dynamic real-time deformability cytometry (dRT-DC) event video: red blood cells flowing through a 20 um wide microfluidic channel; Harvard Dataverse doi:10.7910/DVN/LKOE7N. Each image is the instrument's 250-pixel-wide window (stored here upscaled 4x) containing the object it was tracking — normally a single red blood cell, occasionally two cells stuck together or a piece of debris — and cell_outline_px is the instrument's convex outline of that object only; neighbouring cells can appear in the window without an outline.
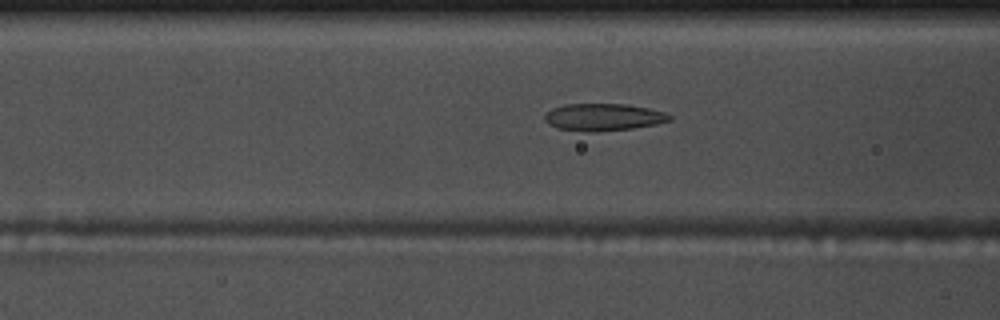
{"species": "common noctule bat (a hibernating species)", "species_latin": "Nyctalus noctula", "temperature_condition": "warm", "stored_images_in_passage": 38, "camera_frame_rate_fps": 3000, "um_per_image_px": 0.085, "animal": {"sex": "male", "body_mass_g": 17.5, "forearm_length_mm": 52.3}, "frame": {"image": 1, "passage_image": 5, "time_ms": 1.333, "image_size_px": [1000, 320], "cell_outline_px": [[672, 120], [656, 124], [632, 128], [596, 132], [588, 132], [556, 128], [548, 124], [544, 120], [544, 116], [552, 108], [568, 104], [628, 104], [648, 108], [664, 112], [672, 116]], "centroid_in_image_um": [51.28, 9.96], "position_along_channel_um": 115.3, "area_um2": 19.83}}
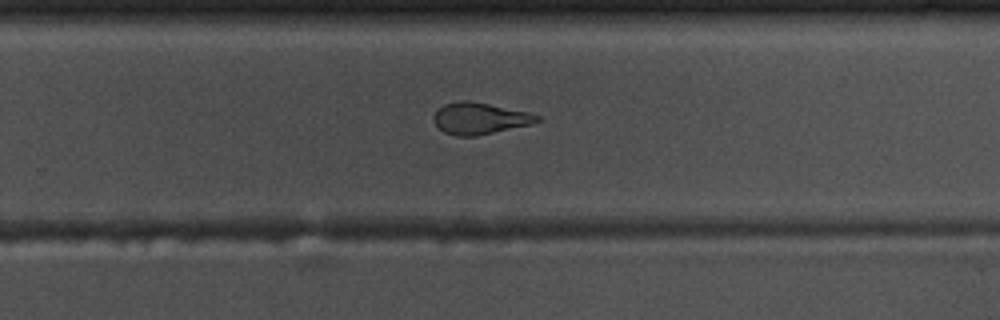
{"frame": {"image": 2, "passage_image": 19, "time_ms": 6.0, "image_size_px": [1000, 320], "cell_outline_px": [[540, 120], [532, 124], [476, 136], [456, 136], [444, 132], [436, 124], [432, 116], [436, 108], [444, 104], [460, 100], [468, 100], [528, 112], [540, 116]], "centroid_in_image_um": [40.74, 10.06], "position_along_channel_um": 289.1, "area_um2": 19.02}}
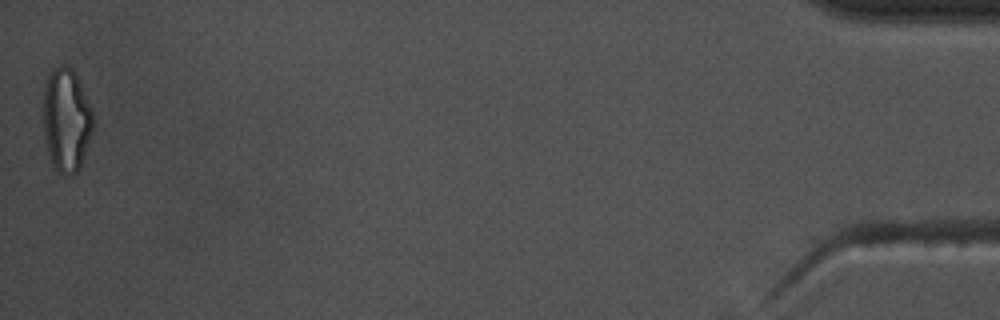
{"frame": {"image": 3, "passage_image": 38, "time_ms": 12.333, "image_size_px": [1000, 320], "cell_outline_px": [[92, 132], [80, 168], [72, 176], [64, 176], [56, 172], [52, 164], [48, 152], [44, 128], [44, 80], [48, 72], [52, 68], [60, 64], [64, 64], [72, 68], [92, 108]], "centroid_in_image_um": [5.63, 10.19], "position_along_channel_um": 429.6, "area_um2": 30.23}, "authors_computed_cell_mechanics": {"area_um2": 19.5942, "velocity_mm_per_s": 3.7314, "shape_relaxation_time_tau1_ms": 8.8895, "shape_relaxation_time_tau2_ms": 2.2357, "deformation_change_tau1": 0.2618, "deformation_change_tau2": 0.1058}}